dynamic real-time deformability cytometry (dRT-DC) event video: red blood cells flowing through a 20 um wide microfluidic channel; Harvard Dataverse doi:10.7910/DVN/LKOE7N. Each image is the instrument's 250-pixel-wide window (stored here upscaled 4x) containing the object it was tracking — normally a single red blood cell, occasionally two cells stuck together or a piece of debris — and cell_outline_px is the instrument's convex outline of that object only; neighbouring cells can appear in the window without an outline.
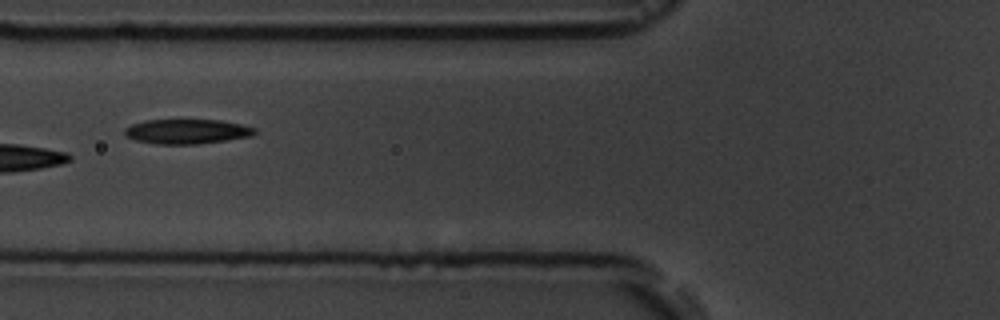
{"species": "common noctule bat (a hibernating species)", "species_latin": "Nyctalus noctula", "temperature_condition": "room temperature", "stored_images_in_passage": 9, "camera_frame_rate_fps": 3000, "um_per_image_px": 0.085, "animal": {"sex": "male", "body_mass_g": 19.5, "forearm_length_mm": 54.6}, "frame": {"image": 1, "passage_image": 6, "time_ms": 5.667, "image_size_px": [1000, 320], "cell_outline_px": [[256, 132], [252, 136], [196, 144], [156, 144], [136, 140], [124, 136], [124, 128], [132, 124], [144, 120], [220, 120], [240, 124], [256, 128]], "centroid_in_image_um": [15.85, 11.17], "position_along_channel_um": 109.9, "area_um2": 18.67}}
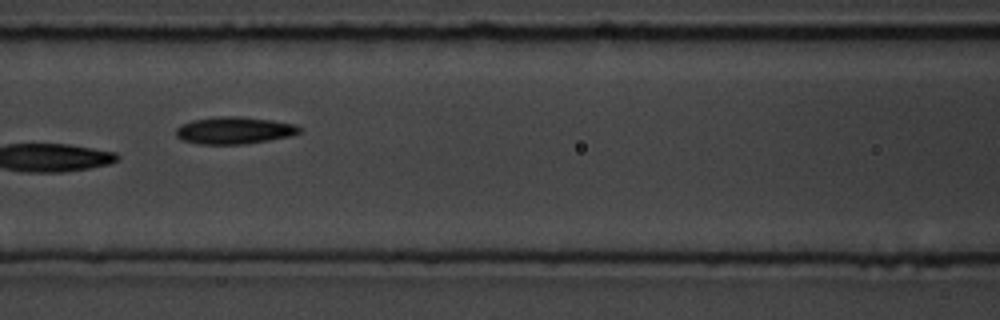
{"frame": {"image": 2, "passage_image": 7, "time_ms": 6.667, "image_size_px": [1000, 320], "cell_outline_px": [[300, 132], [292, 136], [244, 144], [196, 144], [184, 140], [176, 136], [176, 128], [180, 124], [192, 120], [212, 116], [240, 116], [272, 120], [296, 124], [300, 128]], "centroid_in_image_um": [19.89, 11.07], "position_along_channel_um": 146.7, "area_um2": 19.71}}
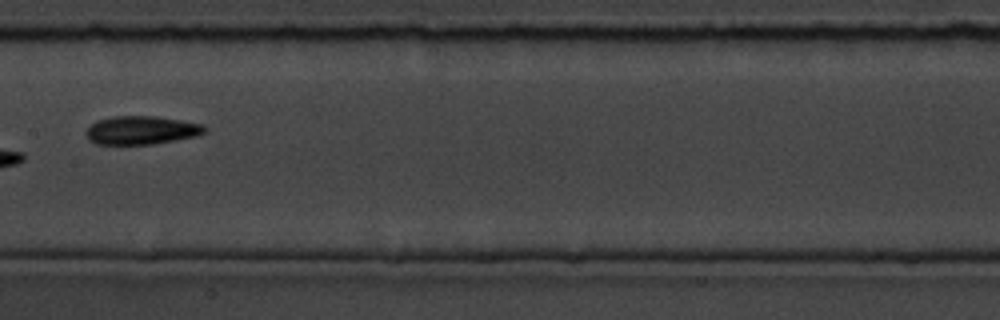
{"frame": {"image": 3, "passage_image": 8, "time_ms": 8.0, "image_size_px": [1000, 320], "cell_outline_px": [[208, 132], [196, 136], [176, 140], [152, 144], [96, 144], [88, 140], [84, 136], [84, 132], [96, 120], [112, 116], [156, 116], [204, 124], [208, 128]], "centroid_in_image_um": [12.02, 11.07], "position_along_channel_um": 195.4, "area_um2": 19.94}}